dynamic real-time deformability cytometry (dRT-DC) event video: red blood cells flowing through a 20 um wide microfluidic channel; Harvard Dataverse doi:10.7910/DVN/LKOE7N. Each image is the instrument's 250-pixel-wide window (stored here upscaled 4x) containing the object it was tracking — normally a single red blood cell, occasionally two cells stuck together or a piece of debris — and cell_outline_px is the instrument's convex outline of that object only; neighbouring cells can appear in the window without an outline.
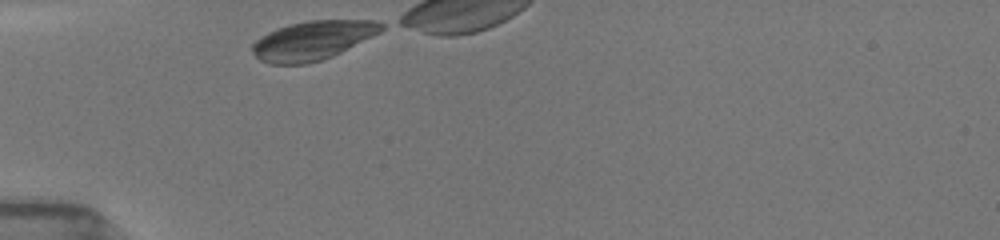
{"species": "common noctule bat (a hibernating species)", "species_latin": "Nyctalus noctula", "temperature_condition": "room temperature", "stored_images_in_passage": 29, "camera_frame_rate_fps": 3000, "um_per_image_px": 0.085, "animal": {"sex": "female", "body_mass_g": 19.5, "forearm_length_mm": 54.1}, "frame": {"image": 1, "passage_image": 1, "time_ms": 0.0, "image_size_px": [1000, 240], "cell_outline_px": [[384, 28], [380, 32], [332, 56], [308, 64], [272, 64], [260, 60], [252, 52], [252, 44], [260, 36], [276, 28], [288, 24], [308, 20], [376, 20], [384, 24]], "centroid_in_image_um": [26.55, 3.42], "position_along_channel_um": 58.4, "area_um2": 29.25}}
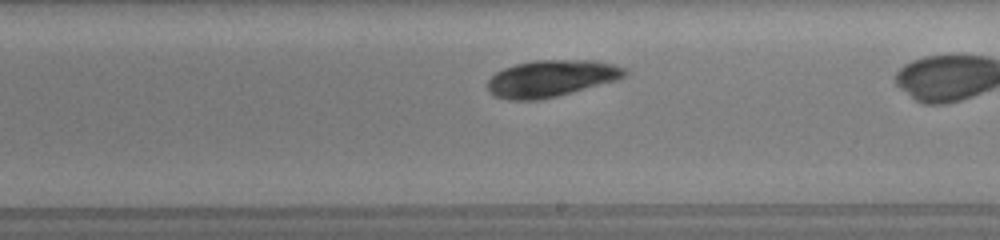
{"frame": {"image": 2, "passage_image": 18, "time_ms": 5.0, "image_size_px": [1000, 240], "cell_outline_px": [[628, 72], [624, 76], [616, 80], [572, 92], [540, 100], [508, 100], [492, 96], [488, 92], [488, 80], [496, 72], [504, 68], [516, 64], [536, 60], [596, 60], [616, 64], [624, 68]], "centroid_in_image_um": [46.83, 6.67], "position_along_channel_um": 242.2, "area_um2": 29.42}}